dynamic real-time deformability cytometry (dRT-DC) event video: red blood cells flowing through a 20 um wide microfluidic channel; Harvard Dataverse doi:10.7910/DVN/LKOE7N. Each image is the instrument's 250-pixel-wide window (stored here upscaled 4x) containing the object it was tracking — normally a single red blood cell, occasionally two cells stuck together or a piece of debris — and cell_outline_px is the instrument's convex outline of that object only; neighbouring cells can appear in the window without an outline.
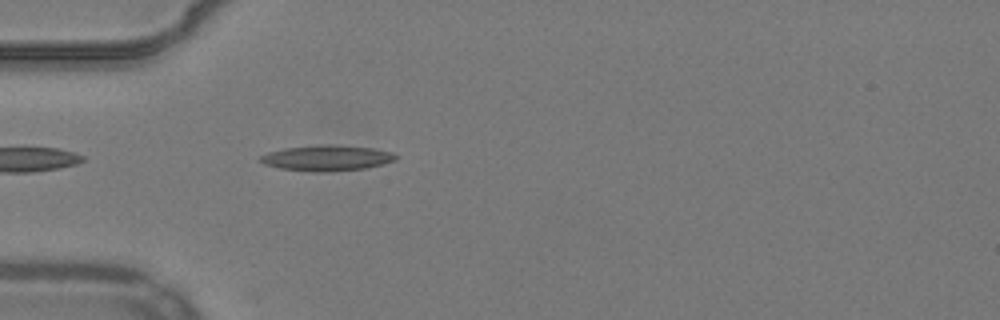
{"species": "common noctule bat (a hibernating species)", "species_latin": "Nyctalus noctula", "temperature_condition": "warm", "stored_images_in_passage": 36, "camera_frame_rate_fps": 3000, "um_per_image_px": 0.085, "animal": {"sex": "male", "body_mass_g": 19.2, "forearm_length_mm": 51.8}, "frame": {"image": 1, "passage_image": 1, "time_ms": 0.0, "image_size_px": [1000, 320], "cell_outline_px": [[400, 156], [396, 160], [364, 168], [328, 172], [312, 172], [280, 168], [264, 164], [256, 160], [260, 156], [268, 152], [284, 148], [324, 144], [332, 144], [372, 148], [392, 152]], "centroid_in_image_um": [27.75, 13.43], "position_along_channel_um": 57.2, "area_um2": 20.35}}
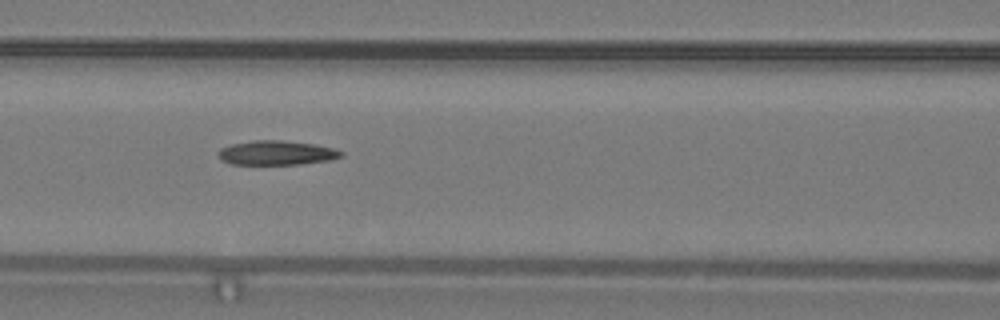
{"frame": {"image": 2, "passage_image": 8, "time_ms": 2.333, "image_size_px": [1000, 320], "cell_outline_px": [[344, 156], [332, 160], [300, 164], [232, 164], [220, 160], [216, 152], [220, 148], [232, 144], [252, 140], [280, 140], [312, 144], [332, 148], [344, 152]], "centroid_in_image_um": [23.48, 12.99], "position_along_channel_um": 143.1, "area_um2": 17.51}}
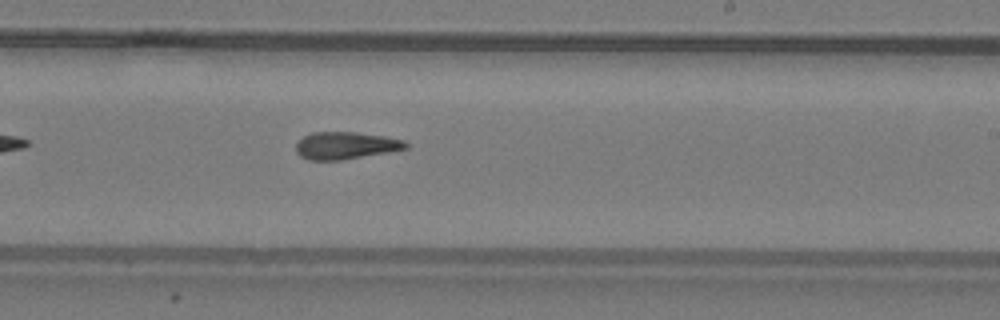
{"frame": {"image": 3, "passage_image": 17, "time_ms": 5.333, "image_size_px": [1000, 320], "cell_outline_px": [[408, 148], [388, 152], [340, 160], [308, 160], [300, 156], [296, 152], [296, 144], [304, 136], [312, 132], [356, 132], [384, 136], [404, 140], [408, 144]], "centroid_in_image_um": [29.37, 12.37], "position_along_channel_um": 259.6, "area_um2": 17.4}, "authors_computed_cell_mechanics": {"area_um2": 17.6868, "velocity_mm_per_s": 3.8939, "shape_relaxation_time_tau1_ms": null, "shape_relaxation_time_tau2_ms": 3.1466, "deformation_change_tau1": null, "deformation_change_tau2": 0.1175}}